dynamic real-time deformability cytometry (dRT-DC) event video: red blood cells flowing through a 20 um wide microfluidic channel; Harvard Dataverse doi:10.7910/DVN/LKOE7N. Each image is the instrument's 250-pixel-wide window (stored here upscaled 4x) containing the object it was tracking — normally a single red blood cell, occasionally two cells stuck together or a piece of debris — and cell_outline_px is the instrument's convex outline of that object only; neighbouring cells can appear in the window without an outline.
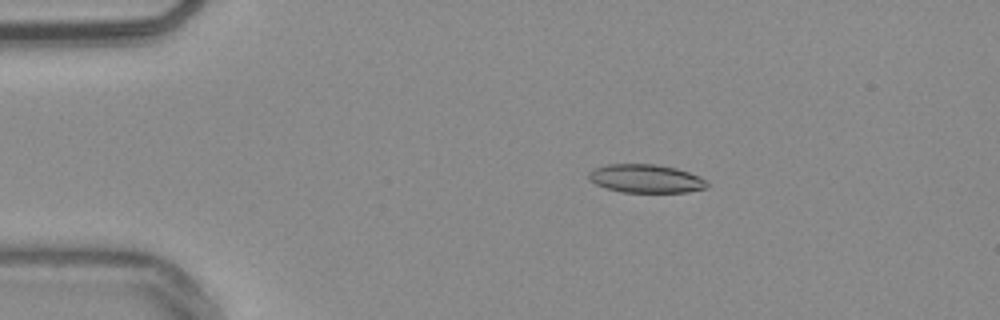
{"species": "common noctule bat (a hibernating species)", "species_latin": "Nyctalus noctula", "temperature_condition": "warm", "stored_images_in_passage": 44, "camera_frame_rate_fps": 3000, "um_per_image_px": 0.085, "animal": {"sex": "male", "body_mass_g": 20.4}, "frame": {"image": 1, "passage_image": 1, "time_ms": 0.0, "image_size_px": [1000, 320], "cell_outline_px": [[708, 188], [688, 192], [620, 192], [596, 184], [588, 180], [588, 172], [592, 168], [608, 164], [656, 164], [676, 168], [700, 176], [708, 184]], "centroid_in_image_um": [54.88, 15.18], "position_along_channel_um": 30.1, "area_um2": 19.71}}
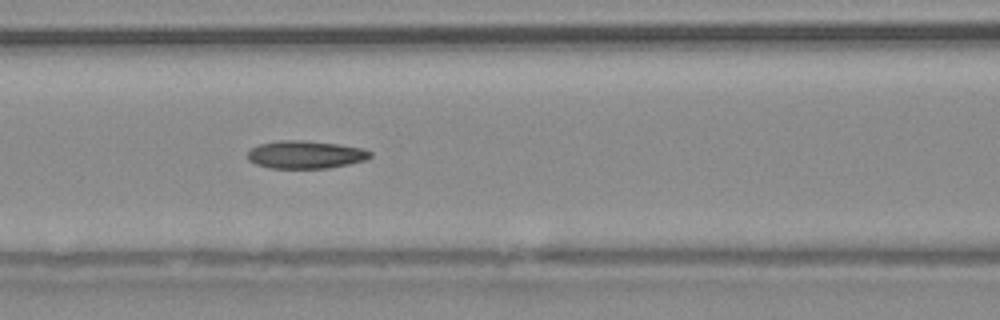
{"frame": {"image": 2, "passage_image": 14, "time_ms": 4.333, "image_size_px": [1000, 320], "cell_outline_px": [[372, 156], [364, 160], [348, 164], [328, 168], [268, 168], [256, 164], [248, 160], [248, 152], [252, 148], [260, 144], [280, 140], [304, 140], [336, 144], [364, 148], [372, 152]], "centroid_in_image_um": [25.97, 13.14], "position_along_channel_um": 140.6, "area_um2": 19.83}}
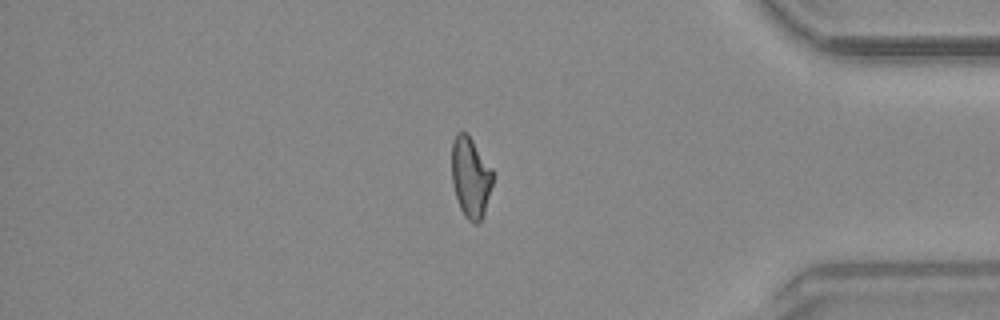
{"frame": {"image": 3, "passage_image": 36, "time_ms": 11.667, "image_size_px": [1000, 320], "cell_outline_px": [[492, 184], [484, 212], [480, 220], [476, 224], [472, 224], [464, 216], [460, 208], [452, 184], [452, 140], [456, 132], [468, 132], [492, 168]], "centroid_in_image_um": [39.98, 15.03], "position_along_channel_um": 395.2, "area_um2": 19.36}, "authors_computed_cell_mechanics": {"area_um2": 19.6809, "velocity_mm_per_s": 3.8481, "shape_relaxation_time_tau1_ms": 9.1265, "shape_relaxation_time_tau2_ms": 3.8733, "deformation_change_tau1": 0.2225, "deformation_change_tau2": 0.1238}}